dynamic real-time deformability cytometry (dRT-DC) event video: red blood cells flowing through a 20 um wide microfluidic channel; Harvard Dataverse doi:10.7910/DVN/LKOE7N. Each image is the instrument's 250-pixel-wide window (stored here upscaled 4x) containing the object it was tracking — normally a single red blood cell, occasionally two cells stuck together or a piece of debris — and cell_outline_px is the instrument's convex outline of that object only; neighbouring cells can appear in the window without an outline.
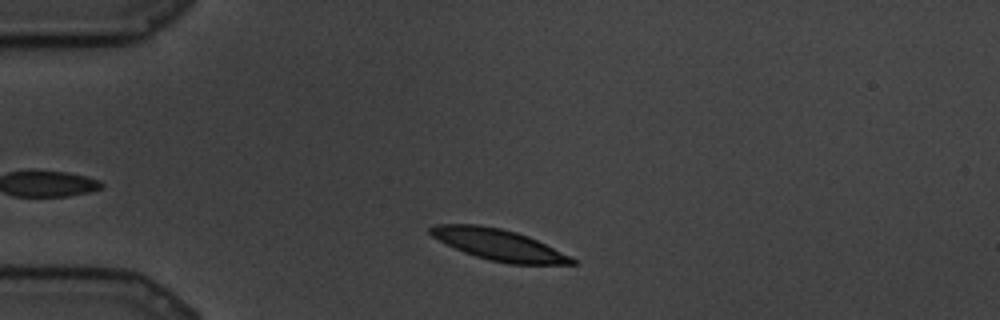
{"species": "common noctule bat (a hibernating species)", "species_latin": "Nyctalus noctula", "temperature_condition": "cold", "stored_images_in_passage": 61, "camera_frame_rate_fps": 3000, "um_per_image_px": 0.085, "animal": {"sex": "male", "body_mass_g": 19.5, "forearm_length_mm": 54.6}, "frame": {"image": 1, "passage_image": 7, "time_ms": 2.0, "image_size_px": [1000, 320], "cell_outline_px": [[576, 264], [508, 264], [488, 260], [464, 252], [432, 236], [428, 232], [428, 228], [432, 224], [480, 224], [500, 228], [516, 232], [528, 236], [576, 260]], "centroid_in_image_um": [42.33, 20.79], "position_along_channel_um": 42.7, "area_um2": 25.37}}
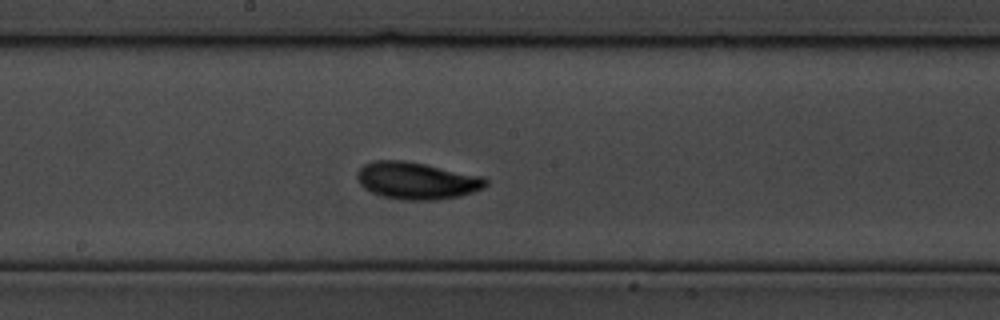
{"frame": {"image": 2, "passage_image": 33, "time_ms": 10.667, "image_size_px": [1000, 320], "cell_outline_px": [[488, 184], [484, 188], [460, 196], [436, 200], [408, 200], [384, 196], [372, 192], [364, 188], [360, 184], [356, 176], [356, 172], [364, 164], [372, 160], [404, 160], [484, 176], [488, 180]], "centroid_in_image_um": [35.43, 15.34], "position_along_channel_um": 212.8, "area_um2": 27.86}}
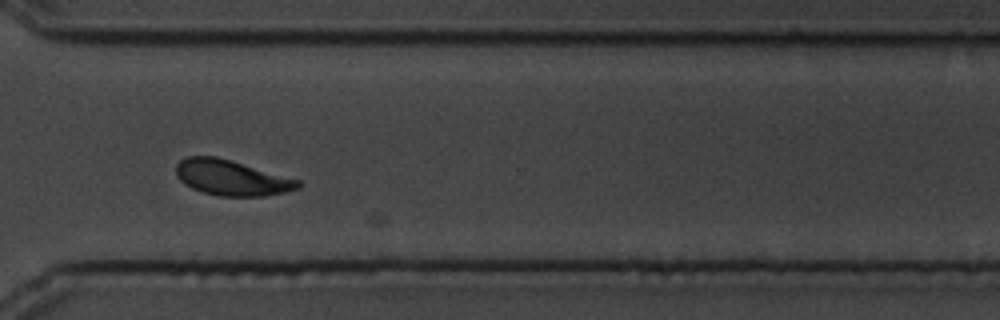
{"frame": {"image": 3, "passage_image": 51, "time_ms": 16.667, "image_size_px": [1000, 320], "cell_outline_px": [[300, 188], [284, 192], [264, 196], [220, 196], [204, 192], [192, 188], [184, 184], [176, 176], [176, 164], [180, 160], [188, 156], [216, 156], [300, 180]], "centroid_in_image_um": [19.65, 15.11], "position_along_channel_um": 350.9, "area_um2": 25.03}}